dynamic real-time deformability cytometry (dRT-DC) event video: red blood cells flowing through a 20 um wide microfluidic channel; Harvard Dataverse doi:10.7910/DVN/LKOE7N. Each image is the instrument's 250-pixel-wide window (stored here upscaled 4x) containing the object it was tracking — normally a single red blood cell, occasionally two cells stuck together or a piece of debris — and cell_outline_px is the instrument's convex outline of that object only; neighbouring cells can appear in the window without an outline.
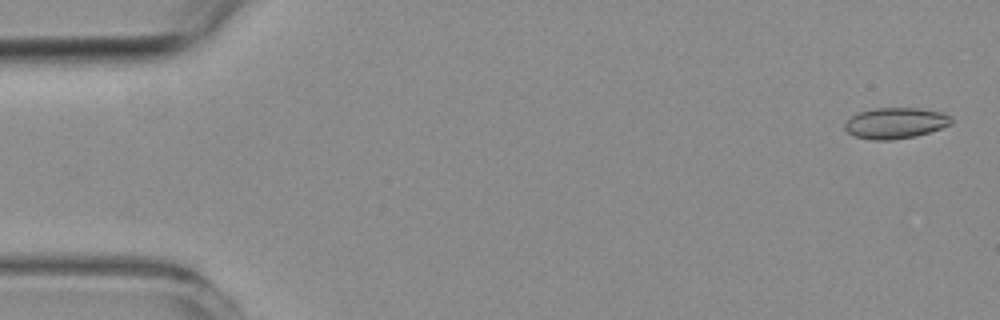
{"species": "common noctule bat (a hibernating species)", "species_latin": "Nyctalus noctula", "temperature_condition": "room temperature", "stored_images_in_passage": 33, "camera_frame_rate_fps": 3000, "um_per_image_px": 0.085, "animal": {"sex": "female", "body_mass_g": 19.3, "forearm_length_mm": 54.1}, "frame": {"image": 1, "passage_image": 1, "time_ms": 0.0, "image_size_px": [1000, 320], "cell_outline_px": [[952, 124], [916, 136], [892, 140], [872, 140], [856, 136], [848, 132], [844, 128], [844, 124], [852, 116], [860, 112], [876, 108], [920, 108], [944, 112], [952, 116]], "centroid_in_image_um": [76.15, 10.46], "position_along_channel_um": 8.8, "area_um2": 19.19}}
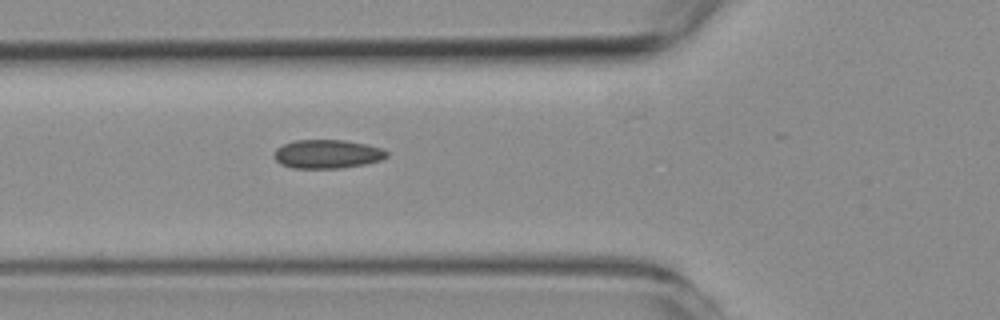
{"frame": {"image": 2, "passage_image": 19, "time_ms": 6.0, "image_size_px": [1000, 320], "cell_outline_px": [[388, 156], [380, 160], [364, 164], [340, 168], [292, 168], [280, 164], [272, 156], [276, 148], [284, 144], [296, 140], [344, 140], [368, 144], [384, 148], [388, 152]], "centroid_in_image_um": [27.82, 13.09], "position_along_channel_um": 98.0, "area_um2": 19.02}}
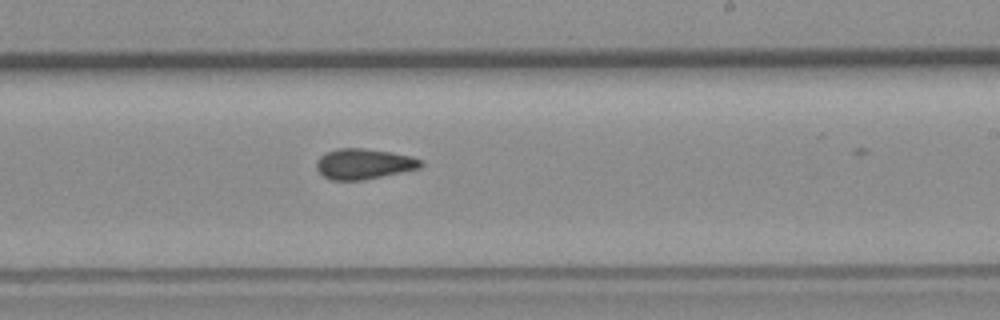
{"frame": {"image": 3, "passage_image": 32, "time_ms": 10.333, "image_size_px": [1000, 320], "cell_outline_px": [[424, 164], [420, 168], [360, 180], [332, 180], [324, 176], [316, 168], [316, 164], [320, 156], [336, 148], [360, 148], [388, 152], [412, 156], [420, 160]], "centroid_in_image_um": [30.91, 13.93], "position_along_channel_um": 258.1, "area_um2": 18.15}}